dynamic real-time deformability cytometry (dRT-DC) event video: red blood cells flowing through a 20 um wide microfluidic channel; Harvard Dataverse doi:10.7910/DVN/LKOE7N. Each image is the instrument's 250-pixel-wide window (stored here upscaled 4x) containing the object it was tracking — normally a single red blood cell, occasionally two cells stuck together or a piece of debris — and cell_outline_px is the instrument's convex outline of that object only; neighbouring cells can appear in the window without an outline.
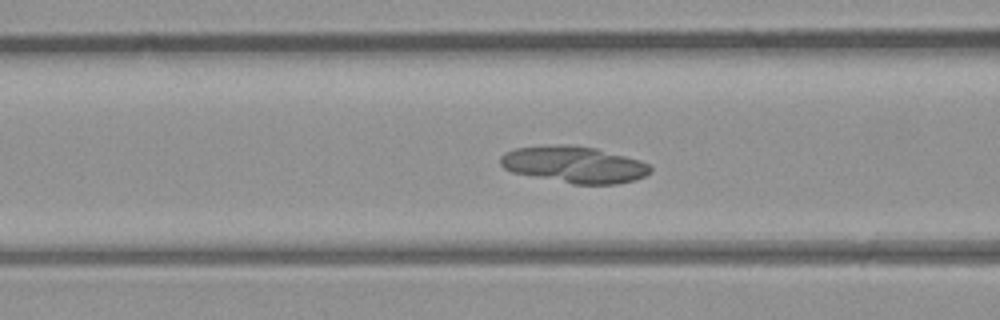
{"species": "common noctule bat (a hibernating species)", "species_latin": "Nyctalus noctula", "temperature_condition": "room temperature", "stored_images_in_passage": 47, "camera_frame_rate_fps": 3000, "um_per_image_px": 0.085, "animal": {"sex": "male", "body_mass_g": 23.1, "forearm_length_mm": 52.7}, "frame": {"image": 1, "passage_image": 19, "time_ms": 6.0, "image_size_px": [1000, 320], "cell_outline_px": [[652, 172], [636, 180], [616, 184], [572, 184], [512, 172], [504, 168], [500, 164], [500, 156], [504, 152], [516, 148], [556, 144], [572, 144], [596, 148], [640, 160], [648, 164], [652, 168]], "centroid_in_image_um": [48.81, 13.98], "position_along_channel_um": 117.8, "area_um2": 32.19}}
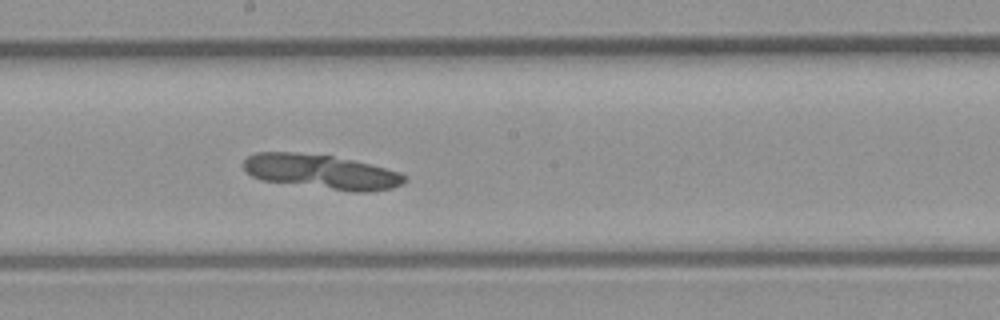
{"frame": {"image": 2, "passage_image": 26, "time_ms": 8.333, "image_size_px": [1000, 320], "cell_outline_px": [[408, 180], [392, 188], [368, 192], [352, 192], [264, 180], [252, 176], [244, 168], [244, 160], [248, 156], [256, 152], [292, 152], [332, 156], [352, 160], [400, 172], [408, 176]], "centroid_in_image_um": [27.34, 14.6], "position_along_channel_um": 220.9, "area_um2": 32.08}}
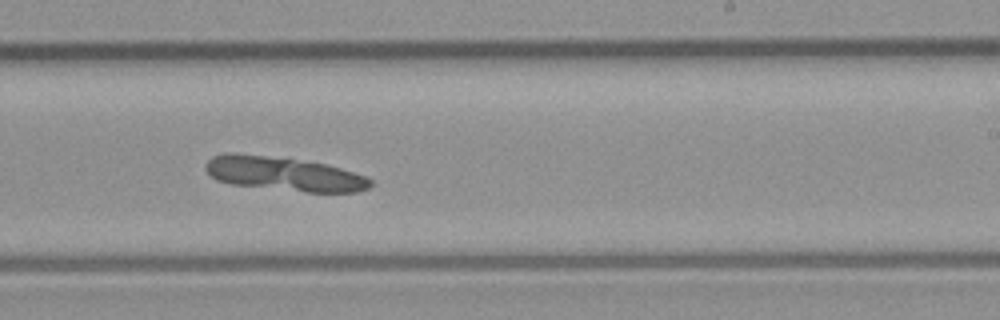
{"frame": {"image": 3, "passage_image": 29, "time_ms": 9.333, "image_size_px": [1000, 320], "cell_outline_px": [[372, 184], [368, 188], [356, 192], [304, 192], [232, 184], [216, 180], [204, 168], [208, 160], [212, 156], [224, 152], [232, 152], [264, 156], [324, 164], [340, 168], [368, 176], [372, 180]], "centroid_in_image_um": [24.12, 14.79], "position_along_channel_um": 264.9, "area_um2": 32.37}}